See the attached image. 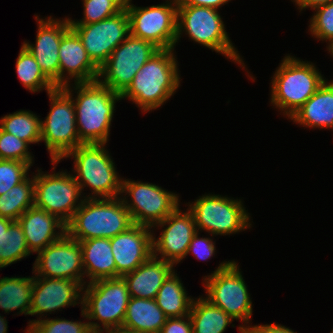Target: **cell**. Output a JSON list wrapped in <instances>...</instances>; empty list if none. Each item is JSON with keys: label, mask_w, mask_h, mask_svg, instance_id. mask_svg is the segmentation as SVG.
<instances>
[{"label": "cell", "mask_w": 333, "mask_h": 333, "mask_svg": "<svg viewBox=\"0 0 333 333\" xmlns=\"http://www.w3.org/2000/svg\"><path fill=\"white\" fill-rule=\"evenodd\" d=\"M159 50L154 43L130 34L99 68L97 80L112 91L122 94L132 83L136 73Z\"/></svg>", "instance_id": "obj_11"}, {"label": "cell", "mask_w": 333, "mask_h": 333, "mask_svg": "<svg viewBox=\"0 0 333 333\" xmlns=\"http://www.w3.org/2000/svg\"><path fill=\"white\" fill-rule=\"evenodd\" d=\"M129 299L127 283L121 276L87 283L82 290L81 317L88 320L93 333L121 329Z\"/></svg>", "instance_id": "obj_5"}, {"label": "cell", "mask_w": 333, "mask_h": 333, "mask_svg": "<svg viewBox=\"0 0 333 333\" xmlns=\"http://www.w3.org/2000/svg\"><path fill=\"white\" fill-rule=\"evenodd\" d=\"M25 333H93L89 322L45 318L28 325Z\"/></svg>", "instance_id": "obj_34"}, {"label": "cell", "mask_w": 333, "mask_h": 333, "mask_svg": "<svg viewBox=\"0 0 333 333\" xmlns=\"http://www.w3.org/2000/svg\"><path fill=\"white\" fill-rule=\"evenodd\" d=\"M98 76L99 68L88 56L78 34L70 28L59 46V87L71 84L70 80L74 83L93 82Z\"/></svg>", "instance_id": "obj_21"}, {"label": "cell", "mask_w": 333, "mask_h": 333, "mask_svg": "<svg viewBox=\"0 0 333 333\" xmlns=\"http://www.w3.org/2000/svg\"><path fill=\"white\" fill-rule=\"evenodd\" d=\"M160 333H193V326L189 315L168 318Z\"/></svg>", "instance_id": "obj_40"}, {"label": "cell", "mask_w": 333, "mask_h": 333, "mask_svg": "<svg viewBox=\"0 0 333 333\" xmlns=\"http://www.w3.org/2000/svg\"><path fill=\"white\" fill-rule=\"evenodd\" d=\"M174 53V49H160L154 54L136 73L121 98L132 101L142 113L163 106L181 85Z\"/></svg>", "instance_id": "obj_2"}, {"label": "cell", "mask_w": 333, "mask_h": 333, "mask_svg": "<svg viewBox=\"0 0 333 333\" xmlns=\"http://www.w3.org/2000/svg\"><path fill=\"white\" fill-rule=\"evenodd\" d=\"M199 234V231H197L193 235L186 256L191 252L195 258L206 261L215 255V241L210 237L207 238L202 236V238H200Z\"/></svg>", "instance_id": "obj_39"}, {"label": "cell", "mask_w": 333, "mask_h": 333, "mask_svg": "<svg viewBox=\"0 0 333 333\" xmlns=\"http://www.w3.org/2000/svg\"><path fill=\"white\" fill-rule=\"evenodd\" d=\"M29 143L15 135L0 129V159L17 160L33 166V158L29 152Z\"/></svg>", "instance_id": "obj_36"}, {"label": "cell", "mask_w": 333, "mask_h": 333, "mask_svg": "<svg viewBox=\"0 0 333 333\" xmlns=\"http://www.w3.org/2000/svg\"><path fill=\"white\" fill-rule=\"evenodd\" d=\"M281 61L270 82V102L290 119L326 79L312 62L289 54Z\"/></svg>", "instance_id": "obj_3"}, {"label": "cell", "mask_w": 333, "mask_h": 333, "mask_svg": "<svg viewBox=\"0 0 333 333\" xmlns=\"http://www.w3.org/2000/svg\"><path fill=\"white\" fill-rule=\"evenodd\" d=\"M197 231H206L209 235H230L245 231L252 226L250 214L241 199L215 194L199 196L195 202H188Z\"/></svg>", "instance_id": "obj_10"}, {"label": "cell", "mask_w": 333, "mask_h": 333, "mask_svg": "<svg viewBox=\"0 0 333 333\" xmlns=\"http://www.w3.org/2000/svg\"><path fill=\"white\" fill-rule=\"evenodd\" d=\"M82 248L84 276L88 283L116 277V263L110 239L93 238L79 241Z\"/></svg>", "instance_id": "obj_25"}, {"label": "cell", "mask_w": 333, "mask_h": 333, "mask_svg": "<svg viewBox=\"0 0 333 333\" xmlns=\"http://www.w3.org/2000/svg\"><path fill=\"white\" fill-rule=\"evenodd\" d=\"M124 8H126L132 0H117Z\"/></svg>", "instance_id": "obj_48"}, {"label": "cell", "mask_w": 333, "mask_h": 333, "mask_svg": "<svg viewBox=\"0 0 333 333\" xmlns=\"http://www.w3.org/2000/svg\"><path fill=\"white\" fill-rule=\"evenodd\" d=\"M174 269L173 263L152 255L134 271L123 276L130 297L155 299L158 290Z\"/></svg>", "instance_id": "obj_23"}, {"label": "cell", "mask_w": 333, "mask_h": 333, "mask_svg": "<svg viewBox=\"0 0 333 333\" xmlns=\"http://www.w3.org/2000/svg\"><path fill=\"white\" fill-rule=\"evenodd\" d=\"M82 290L83 286L71 279L34 276L29 315L41 316L37 320H29L28 324L42 319L47 313L82 304Z\"/></svg>", "instance_id": "obj_19"}, {"label": "cell", "mask_w": 333, "mask_h": 333, "mask_svg": "<svg viewBox=\"0 0 333 333\" xmlns=\"http://www.w3.org/2000/svg\"><path fill=\"white\" fill-rule=\"evenodd\" d=\"M63 88L72 95L80 141L83 144L108 143L115 105L122 100L121 94L102 85L98 80L67 84ZM73 92L77 93L75 98Z\"/></svg>", "instance_id": "obj_1"}, {"label": "cell", "mask_w": 333, "mask_h": 333, "mask_svg": "<svg viewBox=\"0 0 333 333\" xmlns=\"http://www.w3.org/2000/svg\"><path fill=\"white\" fill-rule=\"evenodd\" d=\"M17 221L32 254L43 250L66 233V224L63 221L35 205L26 210Z\"/></svg>", "instance_id": "obj_22"}, {"label": "cell", "mask_w": 333, "mask_h": 333, "mask_svg": "<svg viewBox=\"0 0 333 333\" xmlns=\"http://www.w3.org/2000/svg\"><path fill=\"white\" fill-rule=\"evenodd\" d=\"M83 18L72 20L70 24H91L112 17L121 12L124 7L117 0H83Z\"/></svg>", "instance_id": "obj_35"}, {"label": "cell", "mask_w": 333, "mask_h": 333, "mask_svg": "<svg viewBox=\"0 0 333 333\" xmlns=\"http://www.w3.org/2000/svg\"><path fill=\"white\" fill-rule=\"evenodd\" d=\"M34 206V175L0 195V217L17 221Z\"/></svg>", "instance_id": "obj_30"}, {"label": "cell", "mask_w": 333, "mask_h": 333, "mask_svg": "<svg viewBox=\"0 0 333 333\" xmlns=\"http://www.w3.org/2000/svg\"><path fill=\"white\" fill-rule=\"evenodd\" d=\"M13 222V220L8 219V218H4V217H0V236L7 231L8 227L10 226V224Z\"/></svg>", "instance_id": "obj_44"}, {"label": "cell", "mask_w": 333, "mask_h": 333, "mask_svg": "<svg viewBox=\"0 0 333 333\" xmlns=\"http://www.w3.org/2000/svg\"><path fill=\"white\" fill-rule=\"evenodd\" d=\"M34 277L0 278V309L4 313L19 310V315H29Z\"/></svg>", "instance_id": "obj_27"}, {"label": "cell", "mask_w": 333, "mask_h": 333, "mask_svg": "<svg viewBox=\"0 0 333 333\" xmlns=\"http://www.w3.org/2000/svg\"><path fill=\"white\" fill-rule=\"evenodd\" d=\"M35 113L19 110L2 116L0 129L29 144L41 142V119Z\"/></svg>", "instance_id": "obj_31"}, {"label": "cell", "mask_w": 333, "mask_h": 333, "mask_svg": "<svg viewBox=\"0 0 333 333\" xmlns=\"http://www.w3.org/2000/svg\"><path fill=\"white\" fill-rule=\"evenodd\" d=\"M244 333H297L289 327L281 324H263V325H249L244 329Z\"/></svg>", "instance_id": "obj_41"}, {"label": "cell", "mask_w": 333, "mask_h": 333, "mask_svg": "<svg viewBox=\"0 0 333 333\" xmlns=\"http://www.w3.org/2000/svg\"><path fill=\"white\" fill-rule=\"evenodd\" d=\"M310 18L309 32L318 40L329 41L333 38V1L315 7ZM316 12V13H315Z\"/></svg>", "instance_id": "obj_37"}, {"label": "cell", "mask_w": 333, "mask_h": 333, "mask_svg": "<svg viewBox=\"0 0 333 333\" xmlns=\"http://www.w3.org/2000/svg\"><path fill=\"white\" fill-rule=\"evenodd\" d=\"M175 270L164 281L155 297L157 305L168 318L183 317L190 313L194 298L187 296L182 280Z\"/></svg>", "instance_id": "obj_28"}, {"label": "cell", "mask_w": 333, "mask_h": 333, "mask_svg": "<svg viewBox=\"0 0 333 333\" xmlns=\"http://www.w3.org/2000/svg\"><path fill=\"white\" fill-rule=\"evenodd\" d=\"M107 144H81L68 152L63 158H73L74 178L81 192L89 187L91 195L83 198H117L121 195L122 179L117 173L116 165Z\"/></svg>", "instance_id": "obj_6"}, {"label": "cell", "mask_w": 333, "mask_h": 333, "mask_svg": "<svg viewBox=\"0 0 333 333\" xmlns=\"http://www.w3.org/2000/svg\"><path fill=\"white\" fill-rule=\"evenodd\" d=\"M189 317L193 333H224L234 319L203 296L194 298Z\"/></svg>", "instance_id": "obj_29"}, {"label": "cell", "mask_w": 333, "mask_h": 333, "mask_svg": "<svg viewBox=\"0 0 333 333\" xmlns=\"http://www.w3.org/2000/svg\"><path fill=\"white\" fill-rule=\"evenodd\" d=\"M240 270L234 260L221 262L211 275L204 276L203 284L207 294L204 298L234 320L243 322L238 330L244 333V329L251 323L253 306Z\"/></svg>", "instance_id": "obj_8"}, {"label": "cell", "mask_w": 333, "mask_h": 333, "mask_svg": "<svg viewBox=\"0 0 333 333\" xmlns=\"http://www.w3.org/2000/svg\"><path fill=\"white\" fill-rule=\"evenodd\" d=\"M31 166L26 162L0 159V195L23 182Z\"/></svg>", "instance_id": "obj_38"}, {"label": "cell", "mask_w": 333, "mask_h": 333, "mask_svg": "<svg viewBox=\"0 0 333 333\" xmlns=\"http://www.w3.org/2000/svg\"><path fill=\"white\" fill-rule=\"evenodd\" d=\"M108 333H137V332H131V331H128V330H125V329H116V330H113V331H110Z\"/></svg>", "instance_id": "obj_47"}, {"label": "cell", "mask_w": 333, "mask_h": 333, "mask_svg": "<svg viewBox=\"0 0 333 333\" xmlns=\"http://www.w3.org/2000/svg\"><path fill=\"white\" fill-rule=\"evenodd\" d=\"M7 320L4 316L0 314V333H7L8 324Z\"/></svg>", "instance_id": "obj_45"}, {"label": "cell", "mask_w": 333, "mask_h": 333, "mask_svg": "<svg viewBox=\"0 0 333 333\" xmlns=\"http://www.w3.org/2000/svg\"><path fill=\"white\" fill-rule=\"evenodd\" d=\"M16 73L23 86L33 93L44 89L48 93L56 88L41 71L33 55L23 45L16 60Z\"/></svg>", "instance_id": "obj_32"}, {"label": "cell", "mask_w": 333, "mask_h": 333, "mask_svg": "<svg viewBox=\"0 0 333 333\" xmlns=\"http://www.w3.org/2000/svg\"><path fill=\"white\" fill-rule=\"evenodd\" d=\"M292 2H295L297 9H299L301 12L302 10H306L308 8L314 9L317 6L327 4L333 0H291Z\"/></svg>", "instance_id": "obj_43"}, {"label": "cell", "mask_w": 333, "mask_h": 333, "mask_svg": "<svg viewBox=\"0 0 333 333\" xmlns=\"http://www.w3.org/2000/svg\"><path fill=\"white\" fill-rule=\"evenodd\" d=\"M80 37L92 62L100 68L112 51L130 35V21L124 8L118 14L91 24H70Z\"/></svg>", "instance_id": "obj_16"}, {"label": "cell", "mask_w": 333, "mask_h": 333, "mask_svg": "<svg viewBox=\"0 0 333 333\" xmlns=\"http://www.w3.org/2000/svg\"><path fill=\"white\" fill-rule=\"evenodd\" d=\"M181 211L178 206L163 221L153 226L158 229L164 228L157 239L152 231L153 256L169 261L175 266L186 257L188 246L197 232L192 213L188 209L185 212Z\"/></svg>", "instance_id": "obj_17"}, {"label": "cell", "mask_w": 333, "mask_h": 333, "mask_svg": "<svg viewBox=\"0 0 333 333\" xmlns=\"http://www.w3.org/2000/svg\"><path fill=\"white\" fill-rule=\"evenodd\" d=\"M290 119L302 127L333 130V80H325Z\"/></svg>", "instance_id": "obj_24"}, {"label": "cell", "mask_w": 333, "mask_h": 333, "mask_svg": "<svg viewBox=\"0 0 333 333\" xmlns=\"http://www.w3.org/2000/svg\"><path fill=\"white\" fill-rule=\"evenodd\" d=\"M121 194L134 224L153 227L180 206L178 194L149 182L122 179Z\"/></svg>", "instance_id": "obj_13"}, {"label": "cell", "mask_w": 333, "mask_h": 333, "mask_svg": "<svg viewBox=\"0 0 333 333\" xmlns=\"http://www.w3.org/2000/svg\"><path fill=\"white\" fill-rule=\"evenodd\" d=\"M167 319L155 299L130 297L122 329L137 333H160Z\"/></svg>", "instance_id": "obj_26"}, {"label": "cell", "mask_w": 333, "mask_h": 333, "mask_svg": "<svg viewBox=\"0 0 333 333\" xmlns=\"http://www.w3.org/2000/svg\"><path fill=\"white\" fill-rule=\"evenodd\" d=\"M328 47L327 50L329 54L333 57V38L328 41Z\"/></svg>", "instance_id": "obj_46"}, {"label": "cell", "mask_w": 333, "mask_h": 333, "mask_svg": "<svg viewBox=\"0 0 333 333\" xmlns=\"http://www.w3.org/2000/svg\"><path fill=\"white\" fill-rule=\"evenodd\" d=\"M31 254L20 223L13 221L0 236V268H5Z\"/></svg>", "instance_id": "obj_33"}, {"label": "cell", "mask_w": 333, "mask_h": 333, "mask_svg": "<svg viewBox=\"0 0 333 333\" xmlns=\"http://www.w3.org/2000/svg\"><path fill=\"white\" fill-rule=\"evenodd\" d=\"M55 168L52 174L38 168L34 175V205L67 224L84 198L73 174L65 170L55 173Z\"/></svg>", "instance_id": "obj_12"}, {"label": "cell", "mask_w": 333, "mask_h": 333, "mask_svg": "<svg viewBox=\"0 0 333 333\" xmlns=\"http://www.w3.org/2000/svg\"><path fill=\"white\" fill-rule=\"evenodd\" d=\"M151 231L152 227L134 224L110 239L116 263V277H123L134 271L153 255Z\"/></svg>", "instance_id": "obj_20"}, {"label": "cell", "mask_w": 333, "mask_h": 333, "mask_svg": "<svg viewBox=\"0 0 333 333\" xmlns=\"http://www.w3.org/2000/svg\"><path fill=\"white\" fill-rule=\"evenodd\" d=\"M229 1L231 0H177V5H193L219 9Z\"/></svg>", "instance_id": "obj_42"}, {"label": "cell", "mask_w": 333, "mask_h": 333, "mask_svg": "<svg viewBox=\"0 0 333 333\" xmlns=\"http://www.w3.org/2000/svg\"><path fill=\"white\" fill-rule=\"evenodd\" d=\"M183 33L189 39L224 55L243 67L245 63L225 30L224 21L217 9L193 5H177L176 43Z\"/></svg>", "instance_id": "obj_7"}, {"label": "cell", "mask_w": 333, "mask_h": 333, "mask_svg": "<svg viewBox=\"0 0 333 333\" xmlns=\"http://www.w3.org/2000/svg\"><path fill=\"white\" fill-rule=\"evenodd\" d=\"M133 225L131 214L120 197L84 198L66 224V233L77 241L111 239Z\"/></svg>", "instance_id": "obj_4"}, {"label": "cell", "mask_w": 333, "mask_h": 333, "mask_svg": "<svg viewBox=\"0 0 333 333\" xmlns=\"http://www.w3.org/2000/svg\"><path fill=\"white\" fill-rule=\"evenodd\" d=\"M129 15L130 34L150 41L160 49H174L177 34V0L137 7L132 2L125 8Z\"/></svg>", "instance_id": "obj_14"}, {"label": "cell", "mask_w": 333, "mask_h": 333, "mask_svg": "<svg viewBox=\"0 0 333 333\" xmlns=\"http://www.w3.org/2000/svg\"><path fill=\"white\" fill-rule=\"evenodd\" d=\"M37 254L32 270L34 276L71 279L83 287L88 283L84 278L81 245L67 233Z\"/></svg>", "instance_id": "obj_15"}, {"label": "cell", "mask_w": 333, "mask_h": 333, "mask_svg": "<svg viewBox=\"0 0 333 333\" xmlns=\"http://www.w3.org/2000/svg\"><path fill=\"white\" fill-rule=\"evenodd\" d=\"M47 95L51 107L45 120H41V142L49 151L51 163L57 166L68 152L83 143L77 132L72 95L63 87H56Z\"/></svg>", "instance_id": "obj_9"}, {"label": "cell", "mask_w": 333, "mask_h": 333, "mask_svg": "<svg viewBox=\"0 0 333 333\" xmlns=\"http://www.w3.org/2000/svg\"><path fill=\"white\" fill-rule=\"evenodd\" d=\"M46 18L35 14L38 23L35 44L24 41L22 45L33 55L44 75L59 87V46L63 35L71 28L70 20L67 17L54 19L51 15Z\"/></svg>", "instance_id": "obj_18"}]
</instances>
